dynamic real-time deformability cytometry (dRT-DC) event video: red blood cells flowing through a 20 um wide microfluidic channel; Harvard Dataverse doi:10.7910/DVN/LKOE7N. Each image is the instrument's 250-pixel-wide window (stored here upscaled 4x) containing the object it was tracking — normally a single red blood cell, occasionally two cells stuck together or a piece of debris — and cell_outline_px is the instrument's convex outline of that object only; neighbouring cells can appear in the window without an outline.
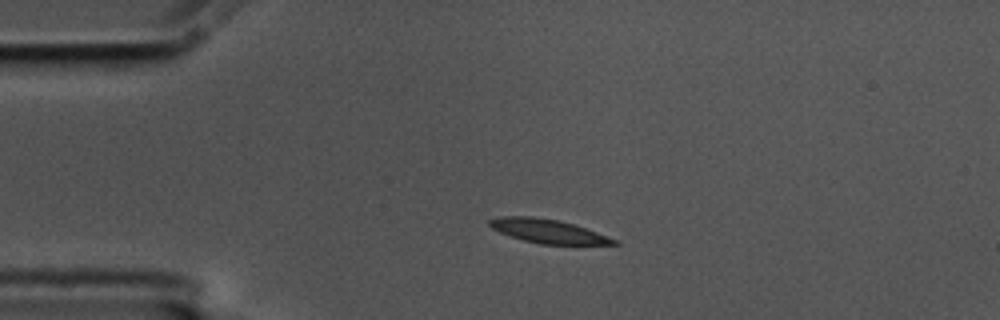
{"species": "common noctule bat (a hibernating species)", "species_latin": "Nyctalus noctula", "temperature_condition": "cold", "stored_images_in_passage": 46, "camera_frame_rate_fps": 3000, "um_per_image_px": 0.085, "animal": {"sex": "male", "body_mass_g": 17.5, "forearm_length_mm": 52.3}, "frame": {"image": 1, "passage_image": 1, "time_ms": 0.0, "image_size_px": [1000, 320], "cell_outline_px": [[620, 244], [540, 244], [524, 240], [500, 232], [492, 228], [488, 224], [488, 220], [500, 216], [532, 216], [556, 220], [572, 224], [620, 240]], "centroid_in_image_um": [46.58, 19.65], "position_along_channel_um": 38.4, "area_um2": 16.99}}
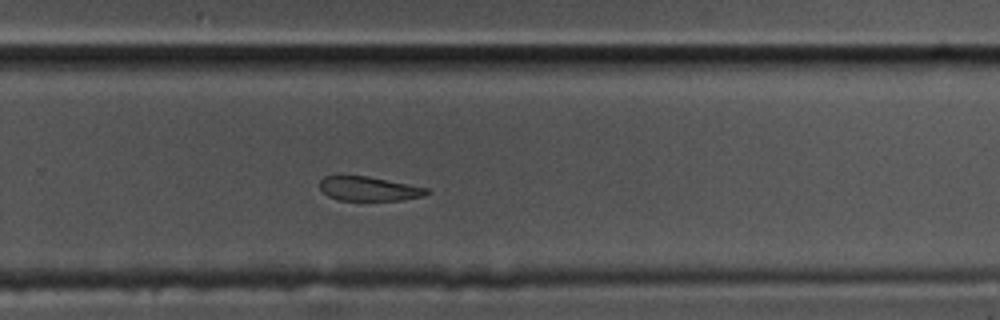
{"frame": {"image": 2, "passage_image": 26, "time_ms": 8.333, "image_size_px": [1000, 320], "cell_outline_px": [[428, 192], [424, 196], [400, 200], [340, 200], [328, 196], [320, 188], [320, 180], [324, 176], [368, 176], [428, 188]], "centroid_in_image_um": [31.34, 16.04], "position_along_channel_um": 298.5, "area_um2": 14.91}}
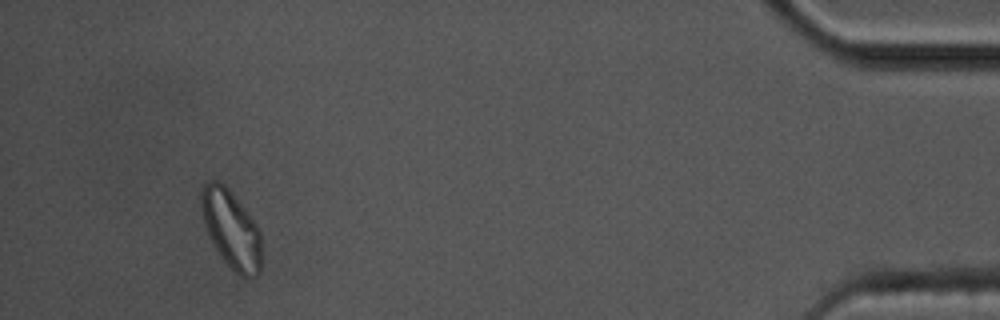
{"frame": {"image": 3, "passage_image": 42, "time_ms": 13.667, "image_size_px": [1000, 320], "cell_outline_px": [[260, 272], [256, 276], [248, 280], [240, 276], [220, 256], [212, 244], [204, 224], [200, 204], [200, 192], [204, 184], [208, 180], [216, 180], [224, 184], [228, 188], [260, 228]], "centroid_in_image_um": [19.64, 19.48], "position_along_channel_um": 415.6, "area_um2": 27.57}}